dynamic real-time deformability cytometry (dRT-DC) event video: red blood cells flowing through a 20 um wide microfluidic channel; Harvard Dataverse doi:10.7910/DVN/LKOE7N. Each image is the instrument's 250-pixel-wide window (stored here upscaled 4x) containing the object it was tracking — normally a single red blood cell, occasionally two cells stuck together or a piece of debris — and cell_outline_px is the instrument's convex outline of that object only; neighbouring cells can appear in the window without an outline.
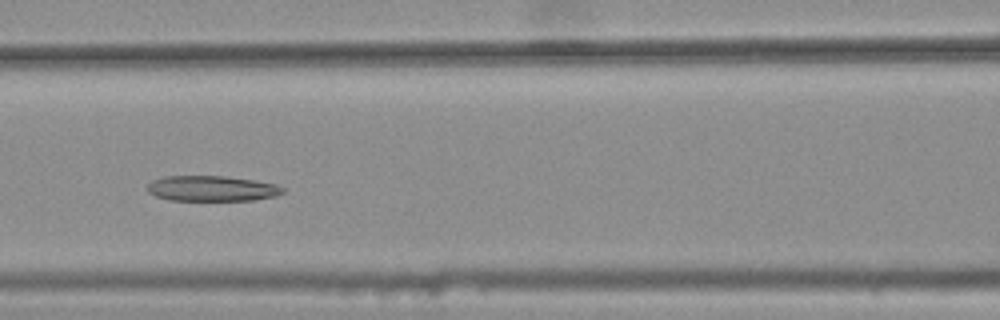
{"species": "common noctule bat (a hibernating species)", "species_latin": "Nyctalus noctula", "temperature_condition": "warm", "stored_images_in_passage": 7, "camera_frame_rate_fps": 3000, "um_per_image_px": 0.085, "animal": {"sex": "female", "body_mass_g": 25.1}, "frame": {"image": 1, "passage_image": 6, "time_ms": 1.667, "image_size_px": [1000, 320], "cell_outline_px": [[284, 192], [276, 196], [256, 200], [172, 200], [156, 196], [148, 192], [148, 184], [152, 180], [164, 176], [224, 176], [252, 180], [276, 184], [284, 188]], "centroid_in_image_um": [18.02, 16.02], "position_along_channel_um": 148.6, "area_um2": 20.0}}
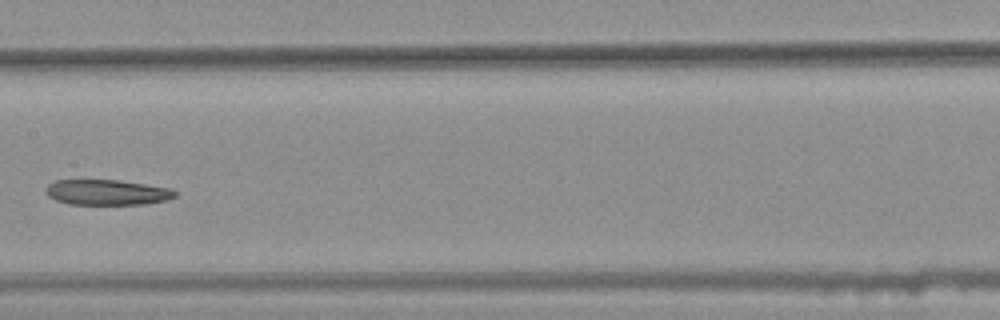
{"frame": {"image": 2, "passage_image": 7, "time_ms": 2.0, "image_size_px": [1000, 320], "cell_outline_px": [[176, 196], [164, 200], [144, 204], [68, 204], [56, 200], [48, 196], [44, 192], [44, 188], [48, 184], [56, 180], [120, 180], [168, 188], [176, 192]], "centroid_in_image_um": [9.02, 16.34], "position_along_channel_um": 198.4, "area_um2": 19.02}}